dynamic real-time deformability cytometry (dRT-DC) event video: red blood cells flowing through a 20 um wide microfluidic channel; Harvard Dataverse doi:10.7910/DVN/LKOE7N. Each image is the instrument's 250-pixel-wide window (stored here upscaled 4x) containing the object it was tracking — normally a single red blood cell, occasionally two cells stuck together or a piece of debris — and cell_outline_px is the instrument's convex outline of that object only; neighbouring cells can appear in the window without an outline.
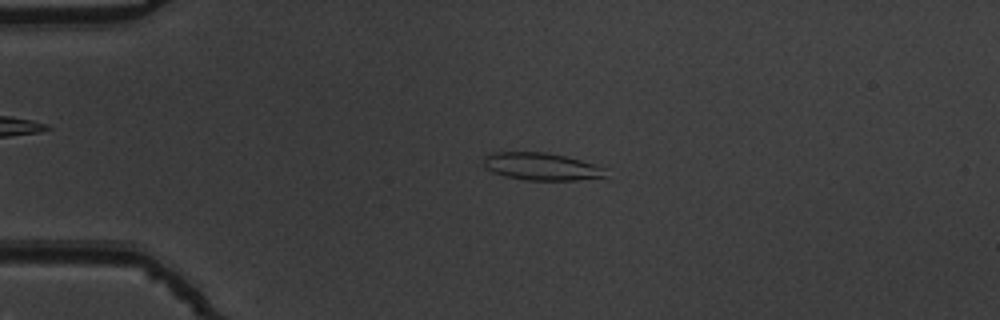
{"species": "common noctule bat (a hibernating species)", "species_latin": "Nyctalus noctula", "temperature_condition": "warm", "stored_images_in_passage": 53, "camera_frame_rate_fps": 3000, "um_per_image_px": 0.085, "animal": {"sex": "male", "body_mass_g": 19.5, "forearm_length_mm": 54.6}, "frame": {"image": 1, "passage_image": 12, "time_ms": 3.667, "image_size_px": [1000, 320], "cell_outline_px": [[604, 176], [576, 180], [524, 180], [504, 176], [492, 172], [484, 168], [484, 156], [492, 152], [548, 152], [580, 160], [604, 168]], "centroid_in_image_um": [45.92, 14.15], "position_along_channel_um": 39.1, "area_um2": 19.36}}
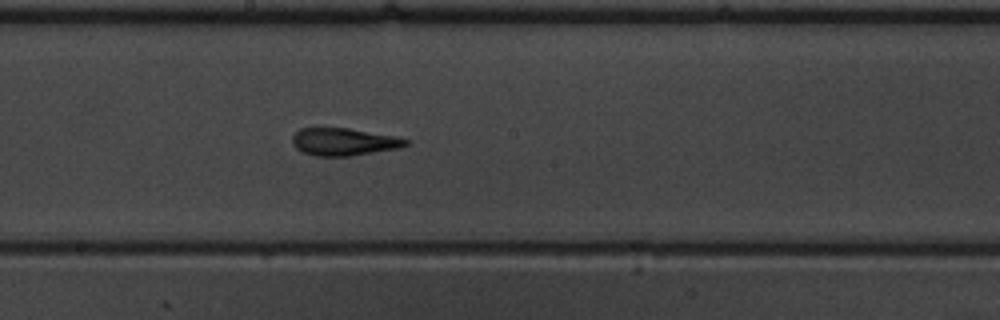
{"frame": {"image": 2, "passage_image": 29, "time_ms": 9.333, "image_size_px": [1000, 320], "cell_outline_px": [[408, 144], [400, 148], [348, 156], [316, 156], [304, 152], [296, 148], [292, 144], [292, 136], [300, 128], [348, 128], [396, 136], [408, 140]], "centroid_in_image_um": [29.22, 12.05], "position_along_channel_um": 219.0, "area_um2": 18.09}}
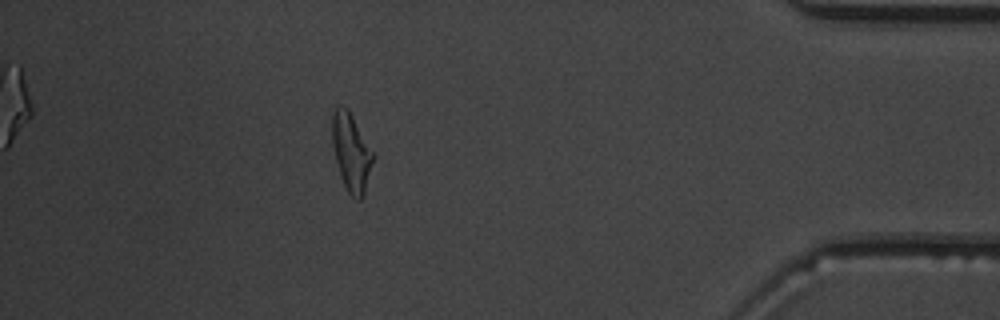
{"frame": {"image": 3, "passage_image": 47, "time_ms": 15.333, "image_size_px": [1000, 320], "cell_outline_px": [[376, 156], [364, 192], [360, 200], [356, 200], [348, 192], [340, 176], [332, 144], [332, 116], [336, 108], [340, 104], [348, 108]], "centroid_in_image_um": [29.87, 12.93], "position_along_channel_um": 405.3, "area_um2": 18.61}, "authors_computed_cell_mechanics": {"area_um2": 18.8428, "velocity_mm_per_s": 3.8289, "shape_relaxation_time_tau1_ms": 7.5816, "shape_relaxation_time_tau2_ms": 2.0542, "deformation_change_tau1": 0.216, "deformation_change_tau2": 0.1236}}